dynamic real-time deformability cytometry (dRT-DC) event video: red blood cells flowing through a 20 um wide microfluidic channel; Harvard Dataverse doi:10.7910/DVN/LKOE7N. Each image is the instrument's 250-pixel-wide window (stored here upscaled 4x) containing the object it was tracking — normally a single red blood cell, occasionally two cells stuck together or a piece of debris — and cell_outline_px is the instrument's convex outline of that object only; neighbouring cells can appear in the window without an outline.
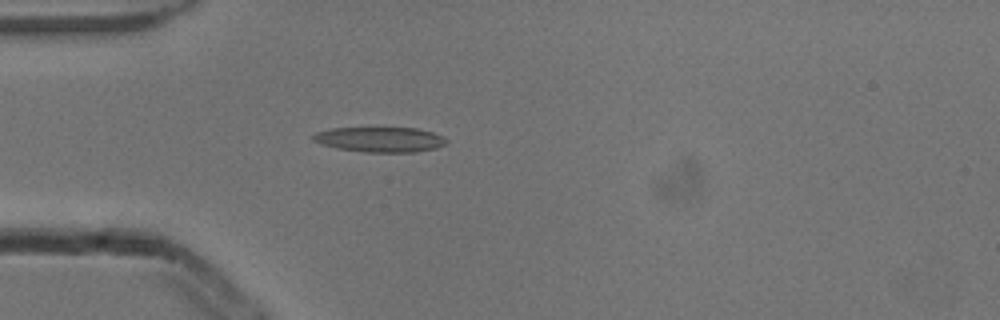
{"species": "common noctule bat (a hibernating species)", "species_latin": "Nyctalus noctula", "temperature_condition": "cold", "stored_images_in_passage": 1, "camera_frame_rate_fps": 3000, "um_per_image_px": 0.085, "animal": {"sex": "male", "body_mass_g": 13.3}, "frame": {"image": 1, "passage_image": 1, "time_ms": 0.0, "image_size_px": [1000, 320], "cell_outline_px": [[448, 140], [444, 144], [436, 148], [416, 152], [364, 152], [336, 148], [320, 144], [312, 140], [312, 136], [316, 132], [332, 128], [416, 128], [432, 132]], "centroid_in_image_um": [32.26, 11.86], "position_along_channel_um": 52.7, "area_um2": 19.42}}